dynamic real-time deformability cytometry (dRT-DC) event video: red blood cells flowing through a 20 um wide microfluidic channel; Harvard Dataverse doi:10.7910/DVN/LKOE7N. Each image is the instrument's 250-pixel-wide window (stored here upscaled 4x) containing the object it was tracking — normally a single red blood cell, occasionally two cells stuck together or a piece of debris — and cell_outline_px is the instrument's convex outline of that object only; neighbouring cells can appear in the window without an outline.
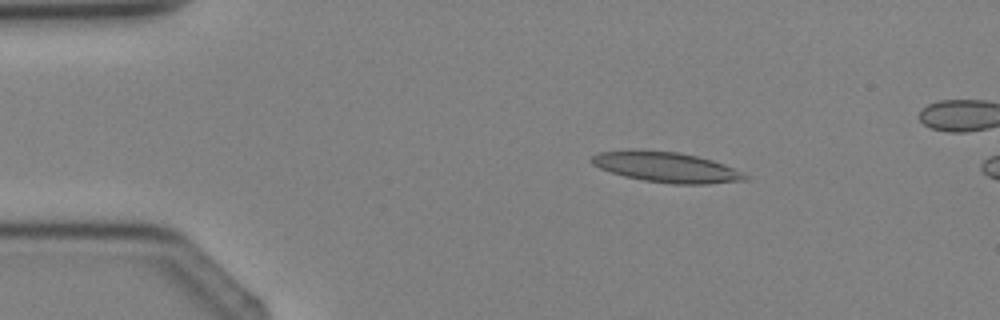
{"species": "Egyptian fruit bat (a non-hibernating species)", "species_latin": "Rousettus aegyptiacus", "temperature_condition": "cold", "stored_images_in_passage": 3, "camera_frame_rate_fps": 3000, "um_per_image_px": 0.085, "animal": {"sex": "female"}, "frame": {"image": 1, "passage_image": 2, "time_ms": 1.0, "image_size_px": [1000, 320], "cell_outline_px": [[748, 180], [708, 184], [672, 184], [644, 180], [624, 176], [600, 168], [592, 164], [588, 160], [596, 152], [628, 148], [644, 148], [680, 152], [712, 160], [724, 164], [748, 176]], "centroid_in_image_um": [56.55, 14.17], "position_along_channel_um": 28.5, "area_um2": 27.69}}